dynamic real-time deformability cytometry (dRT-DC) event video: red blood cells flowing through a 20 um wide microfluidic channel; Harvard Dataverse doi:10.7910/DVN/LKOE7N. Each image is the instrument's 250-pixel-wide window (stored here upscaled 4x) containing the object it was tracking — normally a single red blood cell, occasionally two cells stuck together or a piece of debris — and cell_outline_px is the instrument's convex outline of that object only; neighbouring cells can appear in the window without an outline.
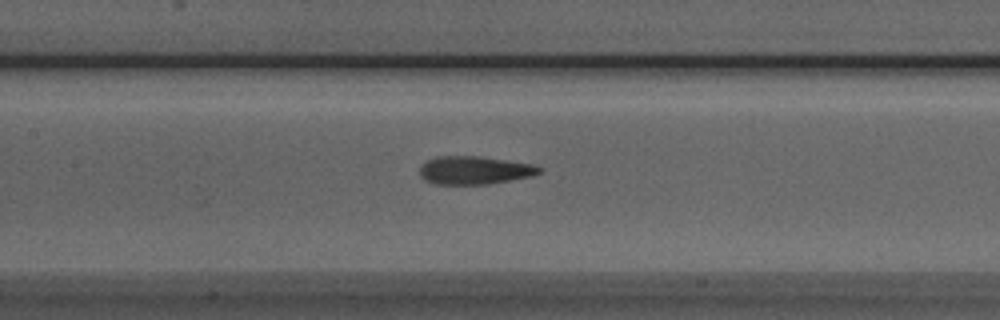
{"species": "Egyptian fruit bat (a non-hibernating species)", "species_latin": "Rousettus aegyptiacus", "temperature_condition": "room temperature", "stored_images_in_passage": 32, "camera_frame_rate_fps": 3000, "um_per_image_px": 0.085, "animal": {"sex": "male"}, "frame": {"image": 1, "passage_image": 13, "time_ms": 4.0, "image_size_px": [1000, 320], "cell_outline_px": [[540, 172], [532, 176], [488, 184], [436, 184], [424, 180], [420, 176], [420, 164], [436, 156], [480, 156], [532, 164], [540, 168]], "centroid_in_image_um": [40.28, 14.47], "position_along_channel_um": 167.1, "area_um2": 19.54}}
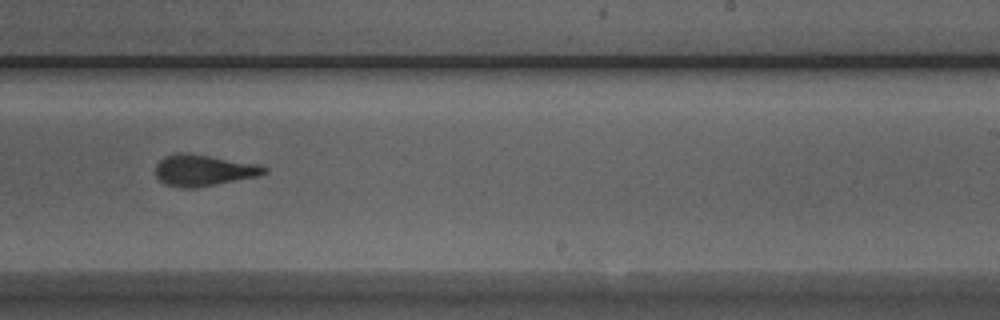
{"frame": {"image": 2, "passage_image": 21, "time_ms": 6.667, "image_size_px": [1000, 320], "cell_outline_px": [[268, 172], [260, 176], [216, 184], [192, 188], [180, 188], [164, 184], [156, 176], [156, 164], [164, 156], [176, 152], [188, 152], [260, 164], [268, 168]], "centroid_in_image_um": [17.32, 14.46], "position_along_channel_um": 271.7, "area_um2": 20.17}}
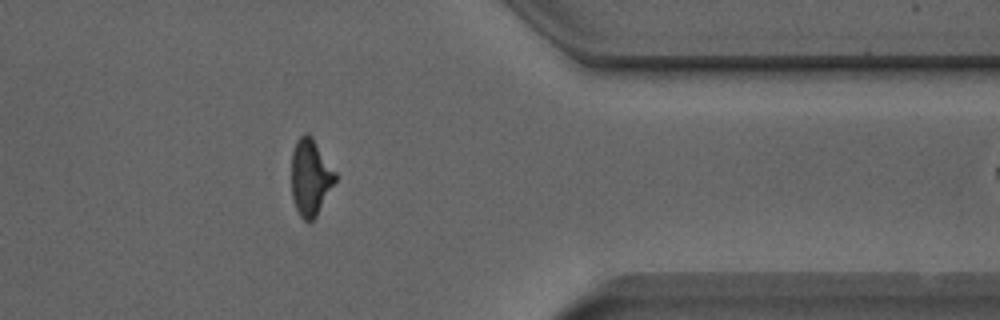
{"frame": {"image": 3, "passage_image": 31, "time_ms": 10.0, "image_size_px": [1000, 320], "cell_outline_px": [[336, 180], [316, 216], [308, 224], [300, 216], [296, 208], [292, 196], [292, 152], [296, 140], [304, 132], [308, 132], [312, 136], [336, 172]], "centroid_in_image_um": [26.38, 15.04], "position_along_channel_um": 385.0, "area_um2": 19.54}}